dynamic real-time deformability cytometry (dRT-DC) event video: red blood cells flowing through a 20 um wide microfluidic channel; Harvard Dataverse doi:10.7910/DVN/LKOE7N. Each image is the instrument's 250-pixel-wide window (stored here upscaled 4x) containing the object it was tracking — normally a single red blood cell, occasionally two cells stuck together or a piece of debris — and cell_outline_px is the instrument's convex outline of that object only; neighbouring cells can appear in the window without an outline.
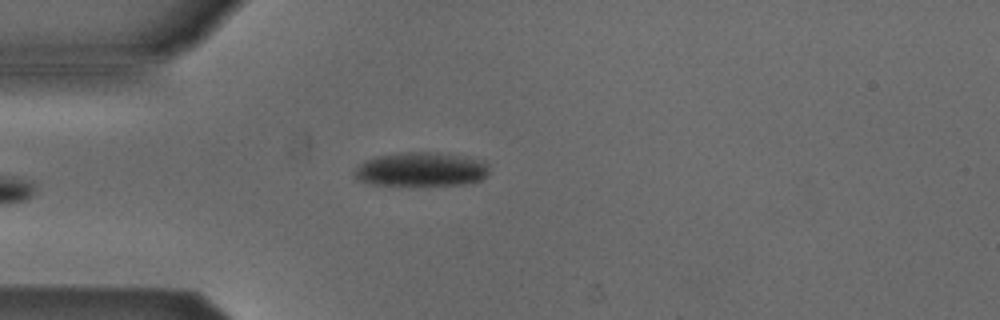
{"species": "Egyptian fruit bat (a non-hibernating species)", "species_latin": "Rousettus aegyptiacus", "temperature_condition": "cold", "stored_images_in_passage": 6, "camera_frame_rate_fps": 3000, "um_per_image_px": 0.085, "animal": {"sex": "male"}, "frame": {"image": 1, "passage_image": 6, "time_ms": 1.667, "image_size_px": [1000, 320], "cell_outline_px": [[488, 172], [480, 180], [464, 184], [408, 188], [372, 184], [356, 180], [352, 172], [364, 160], [376, 156], [400, 152], [436, 152], [484, 160], [488, 168]], "centroid_in_image_um": [35.71, 14.44], "position_along_channel_um": 49.3, "area_um2": 27.8}}